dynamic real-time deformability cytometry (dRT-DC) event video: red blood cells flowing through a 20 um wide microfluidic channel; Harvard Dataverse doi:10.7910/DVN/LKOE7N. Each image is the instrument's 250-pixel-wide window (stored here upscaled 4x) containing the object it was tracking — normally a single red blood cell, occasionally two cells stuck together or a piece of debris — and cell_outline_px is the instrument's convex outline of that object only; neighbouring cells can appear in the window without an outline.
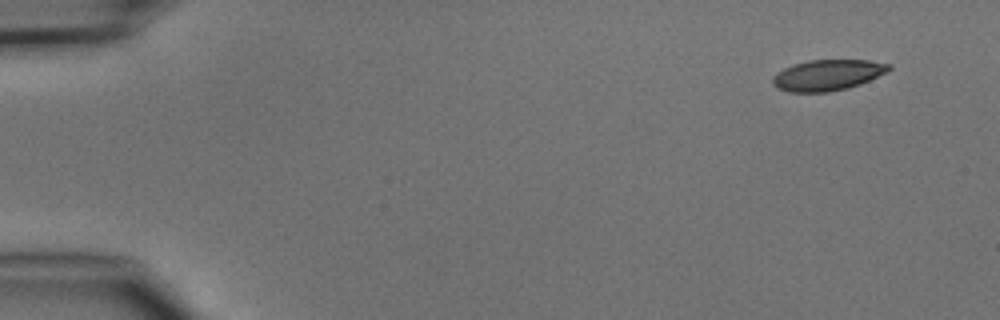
{"species": "common noctule bat (a hibernating species)", "species_latin": "Nyctalus noctula", "temperature_condition": "cold", "stored_images_in_passage": 4, "camera_frame_rate_fps": 3000, "um_per_image_px": 0.085, "animal": {"sex": "male", "body_mass_g": 15.6}, "frame": {"image": 1, "passage_image": 1, "time_ms": 0.0, "image_size_px": [1000, 320], "cell_outline_px": [[892, 68], [888, 72], [860, 84], [848, 88], [828, 92], [788, 92], [776, 88], [772, 84], [772, 76], [776, 72], [792, 64], [808, 60], [868, 60], [892, 64]], "centroid_in_image_um": [70.33, 6.38], "position_along_channel_um": 14.7, "area_um2": 21.21}}
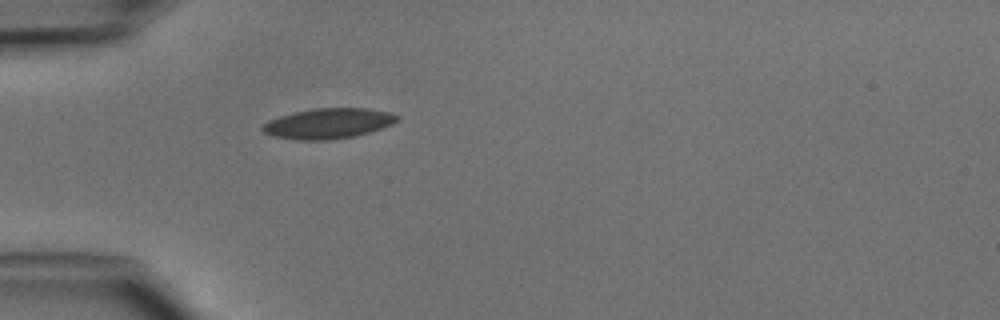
{"frame": {"image": 2, "passage_image": 4, "time_ms": 3.667, "image_size_px": [1000, 320], "cell_outline_px": [[400, 120], [392, 124], [356, 136], [328, 140], [300, 140], [276, 136], [264, 132], [260, 128], [268, 120], [280, 116], [312, 108], [368, 108], [388, 112], [400, 116]], "centroid_in_image_um": [27.93, 10.49], "position_along_channel_um": 57.1, "area_um2": 23.64}}